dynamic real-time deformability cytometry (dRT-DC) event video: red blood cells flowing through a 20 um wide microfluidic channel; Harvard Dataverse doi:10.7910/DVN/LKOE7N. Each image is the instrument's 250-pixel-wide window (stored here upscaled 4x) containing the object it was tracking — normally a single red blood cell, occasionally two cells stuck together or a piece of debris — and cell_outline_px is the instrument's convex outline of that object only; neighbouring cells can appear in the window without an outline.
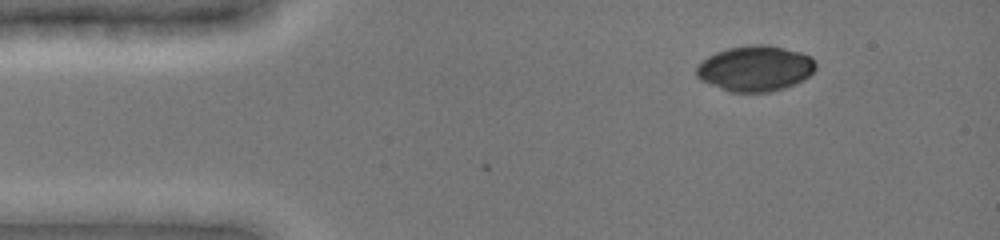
{"species": "common noctule bat (a hibernating species)", "species_latin": "Nyctalus noctula", "temperature_condition": "cold", "stored_images_in_passage": 5, "camera_frame_rate_fps": 3000, "um_per_image_px": 0.085, "animal": {"sex": "female", "body_mass_g": 19.0, "forearm_length_mm": 51.5}, "frame": {"image": 1, "passage_image": 2, "time_ms": 0.333, "image_size_px": [1000, 240], "cell_outline_px": [[816, 68], [804, 80], [796, 84], [784, 88], [768, 92], [728, 92], [700, 80], [696, 76], [696, 64], [708, 56], [716, 52], [728, 48], [756, 44], [768, 44], [800, 52], [812, 56], [816, 64]], "centroid_in_image_um": [64.18, 5.82], "position_along_channel_um": 20.8, "area_um2": 31.96}}